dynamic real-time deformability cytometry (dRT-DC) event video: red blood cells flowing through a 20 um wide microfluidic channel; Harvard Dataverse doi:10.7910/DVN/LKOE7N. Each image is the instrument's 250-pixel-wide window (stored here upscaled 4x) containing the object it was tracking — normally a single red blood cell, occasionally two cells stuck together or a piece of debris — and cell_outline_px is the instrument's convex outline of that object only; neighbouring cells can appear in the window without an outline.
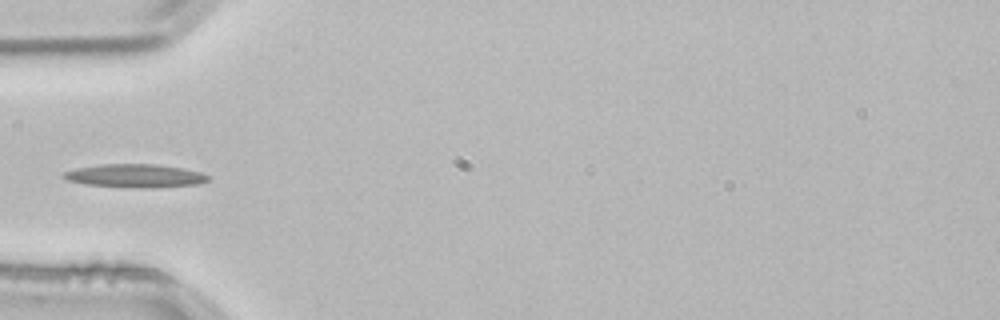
{"species": "common noctule bat (a hibernating species)", "species_latin": "Nyctalus noctula", "temperature_condition": "room temperature", "stored_images_in_passage": 4, "camera_frame_rate_fps": 3000, "um_per_image_px": 0.085, "animal": {"sex": "male", "body_mass_g": 21.5, "forearm_length_mm": 52.0}, "frame": {"image": 1, "passage_image": 4, "time_ms": 1.0, "image_size_px": [1000, 320], "cell_outline_px": [[208, 180], [196, 184], [152, 188], [84, 184], [68, 180], [60, 176], [64, 172], [76, 168], [104, 164], [156, 164], [184, 168], [200, 172], [208, 176]], "centroid_in_image_um": [11.47, 14.93], "position_along_channel_um": 73.5, "area_um2": 19.36}}